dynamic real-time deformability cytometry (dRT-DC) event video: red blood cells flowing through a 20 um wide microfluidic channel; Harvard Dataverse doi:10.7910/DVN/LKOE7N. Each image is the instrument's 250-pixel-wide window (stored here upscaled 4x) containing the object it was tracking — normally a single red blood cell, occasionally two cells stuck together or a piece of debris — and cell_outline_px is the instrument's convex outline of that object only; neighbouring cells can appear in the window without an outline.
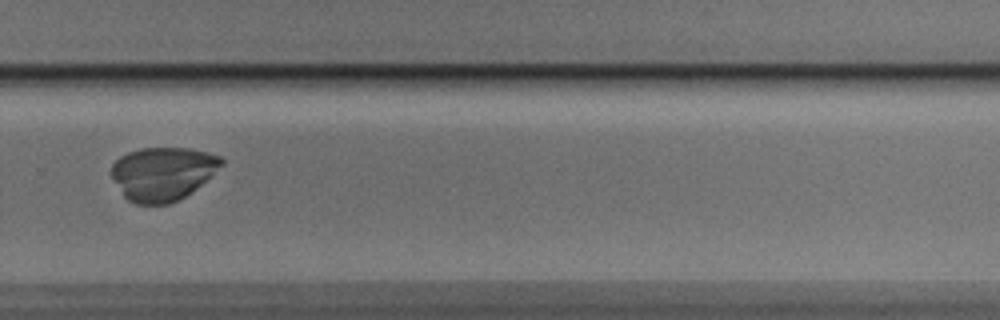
{"species": "Egyptian fruit bat (a non-hibernating species)", "species_latin": "Rousettus aegyptiacus", "temperature_condition": "cold", "stored_images_in_passage": 54, "camera_frame_rate_fps": 3000, "um_per_image_px": 0.085, "animal": {"sex": "male"}, "frame": {"image": 1, "passage_image": 38, "time_ms": 12.333, "image_size_px": [1000, 320], "cell_outline_px": [[224, 164], [200, 184], [184, 196], [168, 204], [136, 204], [128, 200], [124, 196], [112, 176], [112, 164], [120, 156], [128, 152], [140, 148], [188, 148], [220, 156], [224, 160]], "centroid_in_image_um": [13.81, 14.74], "position_along_channel_um": 316.0, "area_um2": 33.76}}
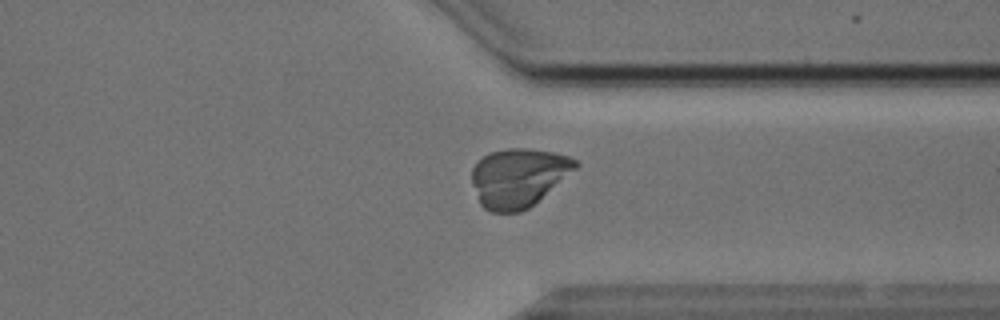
{"frame": {"image": 2, "passage_image": 42, "time_ms": 13.667, "image_size_px": [1000, 320], "cell_outline_px": [[580, 164], [576, 168], [528, 208], [520, 212], [492, 212], [484, 208], [480, 204], [472, 184], [472, 168], [488, 152], [508, 148], [528, 148], [552, 152], [568, 156], [576, 160]], "centroid_in_image_um": [44.04, 15.08], "position_along_channel_um": 367.4, "area_um2": 35.14}}